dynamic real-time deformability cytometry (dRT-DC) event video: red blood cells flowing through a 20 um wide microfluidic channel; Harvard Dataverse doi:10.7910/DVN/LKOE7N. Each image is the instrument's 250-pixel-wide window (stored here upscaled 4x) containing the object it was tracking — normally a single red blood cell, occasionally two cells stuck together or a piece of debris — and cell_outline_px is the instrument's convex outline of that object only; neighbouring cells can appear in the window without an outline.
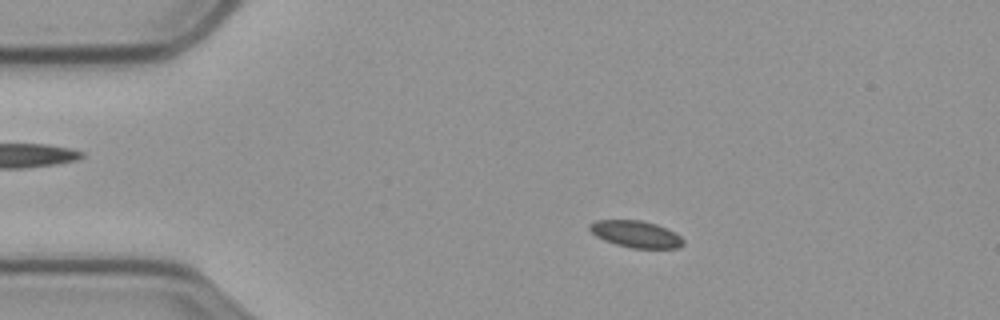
{"species": "common noctule bat (a hibernating species)", "species_latin": "Nyctalus noctula", "temperature_condition": "cold", "stored_images_in_passage": 59, "camera_frame_rate_fps": 3000, "um_per_image_px": 0.085, "animal": {"sex": "male", "body_mass_g": 23.1, "forearm_length_mm": 52.7}, "frame": {"image": 1, "passage_image": 11, "time_ms": 3.333, "image_size_px": [1000, 320], "cell_outline_px": [[684, 244], [680, 248], [632, 248], [616, 244], [604, 240], [596, 236], [588, 228], [588, 224], [596, 220], [640, 220], [656, 224], [668, 228], [680, 236], [684, 240]], "centroid_in_image_um": [54.06, 19.89], "position_along_channel_um": 30.9, "area_um2": 14.68}}
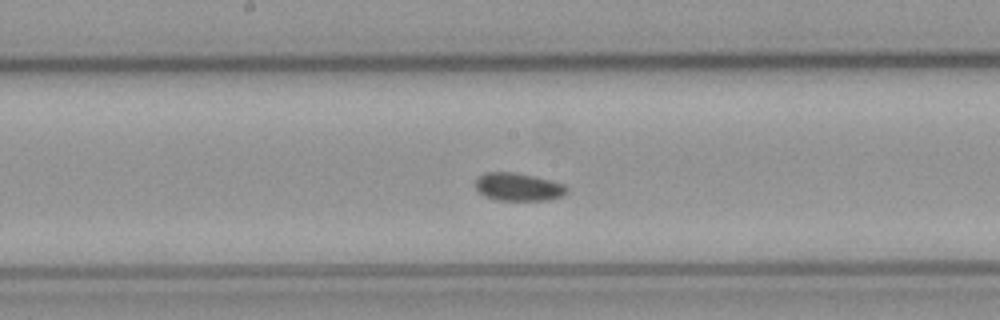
{"frame": {"image": 2, "passage_image": 30, "time_ms": 9.667, "image_size_px": [1000, 320], "cell_outline_px": [[568, 192], [564, 196], [548, 200], [496, 200], [484, 196], [476, 188], [476, 180], [480, 176], [488, 172], [512, 172], [532, 176], [564, 184], [568, 188]], "centroid_in_image_um": [44.08, 15.9], "position_along_channel_um": 204.1, "area_um2": 14.74}}
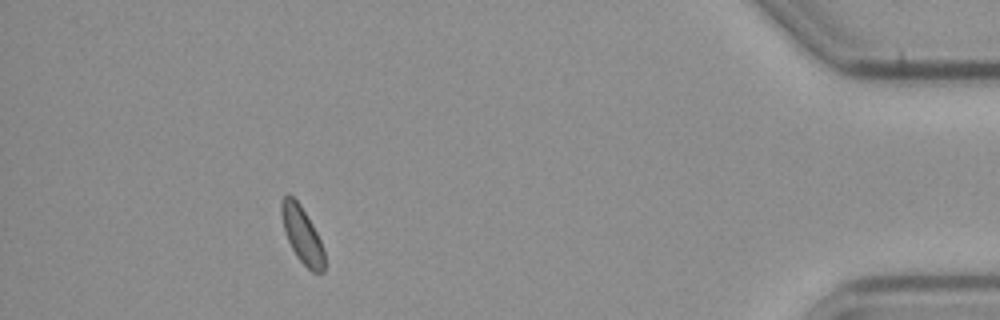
{"frame": {"image": 3, "passage_image": 53, "time_ms": 17.333, "image_size_px": [1000, 320], "cell_outline_px": [[324, 272], [312, 272], [296, 256], [284, 232], [280, 212], [280, 200], [284, 196], [292, 196], [300, 204], [312, 224], [324, 248]], "centroid_in_image_um": [25.66, 19.95], "position_along_channel_um": 409.5, "area_um2": 14.05}}